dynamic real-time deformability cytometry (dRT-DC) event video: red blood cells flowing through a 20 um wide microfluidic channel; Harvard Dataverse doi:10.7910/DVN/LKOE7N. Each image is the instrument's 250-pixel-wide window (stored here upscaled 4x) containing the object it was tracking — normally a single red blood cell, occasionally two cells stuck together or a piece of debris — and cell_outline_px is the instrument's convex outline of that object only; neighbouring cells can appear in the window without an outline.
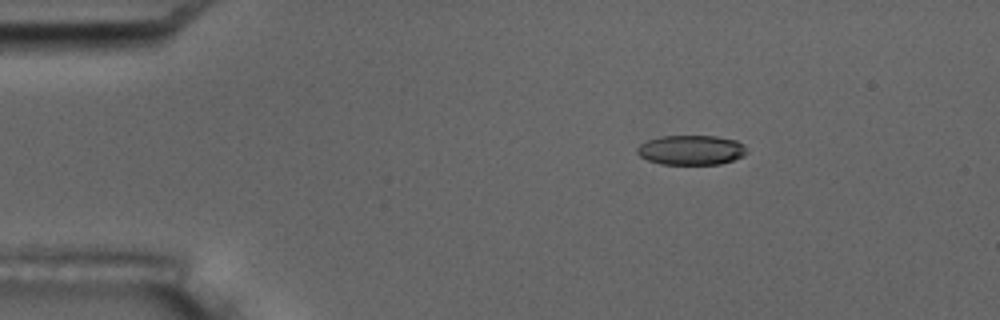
{"species": "common noctule bat (a hibernating species)", "species_latin": "Nyctalus noctula", "temperature_condition": "room temperature", "stored_images_in_passage": 5, "camera_frame_rate_fps": 3000, "um_per_image_px": 0.085, "animal": {"sex": "male", "body_mass_g": 17.5, "forearm_length_mm": 52.3}, "frame": {"image": 1, "passage_image": 3, "time_ms": 2.333, "image_size_px": [1000, 320], "cell_outline_px": [[748, 152], [744, 156], [720, 164], [660, 164], [648, 160], [640, 156], [636, 152], [636, 148], [640, 144], [648, 140], [660, 136], [716, 136], [736, 140], [744, 144]], "centroid_in_image_um": [58.76, 12.75], "position_along_channel_um": 26.2, "area_um2": 19.07}}